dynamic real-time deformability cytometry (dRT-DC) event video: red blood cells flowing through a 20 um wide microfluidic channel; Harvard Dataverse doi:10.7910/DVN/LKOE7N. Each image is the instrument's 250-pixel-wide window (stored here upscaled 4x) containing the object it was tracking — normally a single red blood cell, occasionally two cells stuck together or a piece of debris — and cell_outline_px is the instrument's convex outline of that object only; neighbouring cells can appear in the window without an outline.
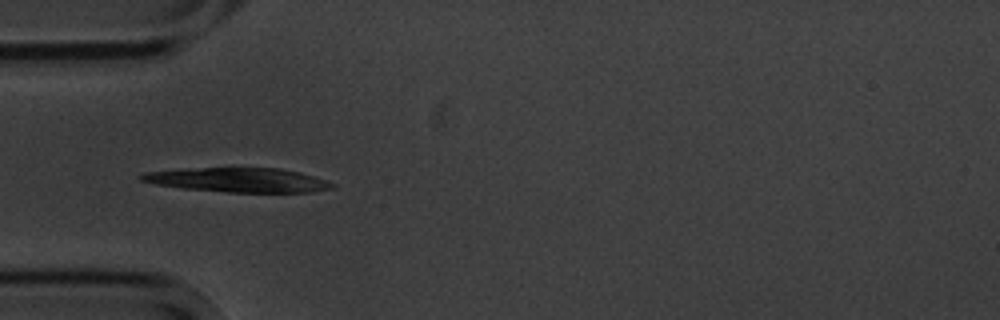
{"species": "common noctule bat (a hibernating species)", "species_latin": "Nyctalus noctula", "temperature_condition": "cold", "stored_images_in_passage": 2, "camera_frame_rate_fps": 3000, "um_per_image_px": 0.085, "animal": {"sex": "male", "body_mass_g": 20.1, "forearm_length_mm": 53.5}, "frame": {"image": 1, "passage_image": 1, "time_ms": 0.0, "image_size_px": [1000, 320], "cell_outline_px": [[336, 188], [308, 192], [228, 192], [184, 188], [156, 184], [140, 180], [136, 176], [144, 172], [180, 168], [280, 168], [300, 172], [336, 184]], "centroid_in_image_um": [20.21, 15.29], "position_along_channel_um": 64.8, "area_um2": 27.11}}
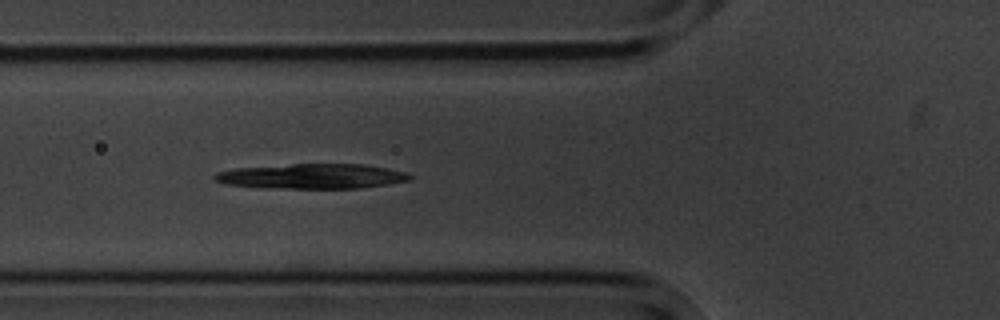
{"frame": {"image": 2, "passage_image": 2, "time_ms": 1.0, "image_size_px": [1000, 320], "cell_outline_px": [[412, 180], [388, 184], [360, 188], [268, 188], [228, 184], [216, 180], [212, 176], [216, 172], [236, 168], [292, 164], [364, 164], [388, 168], [408, 172], [412, 176]], "centroid_in_image_um": [26.58, 14.98], "position_along_channel_um": 99.2, "area_um2": 28.38}}